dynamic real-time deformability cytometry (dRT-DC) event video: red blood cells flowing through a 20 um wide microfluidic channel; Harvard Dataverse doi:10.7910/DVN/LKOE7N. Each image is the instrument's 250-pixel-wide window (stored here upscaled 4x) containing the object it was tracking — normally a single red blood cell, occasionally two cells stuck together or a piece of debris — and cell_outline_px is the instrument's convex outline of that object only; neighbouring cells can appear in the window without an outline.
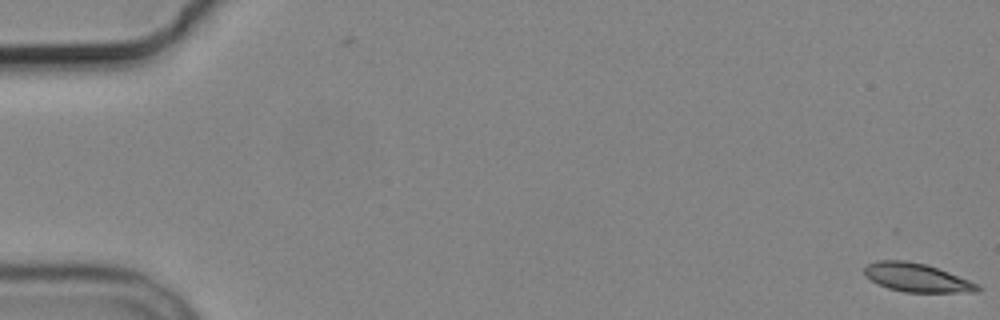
{"species": "common noctule bat (a hibernating species)", "species_latin": "Nyctalus noctula", "temperature_condition": "cold", "stored_images_in_passage": 6, "camera_frame_rate_fps": 3000, "um_per_image_px": 0.085, "animal": {"sex": "male", "body_mass_g": 19.2, "forearm_length_mm": 51.8}, "frame": {"image": 1, "passage_image": 1, "time_ms": 0.0, "image_size_px": [1000, 320], "cell_outline_px": [[984, 288], [976, 292], [904, 292], [888, 288], [864, 276], [864, 268], [868, 264], [876, 260], [904, 260], [924, 264], [948, 272], [980, 284]], "centroid_in_image_um": [77.95, 23.6], "position_along_channel_um": 7.1, "area_um2": 18.79}}
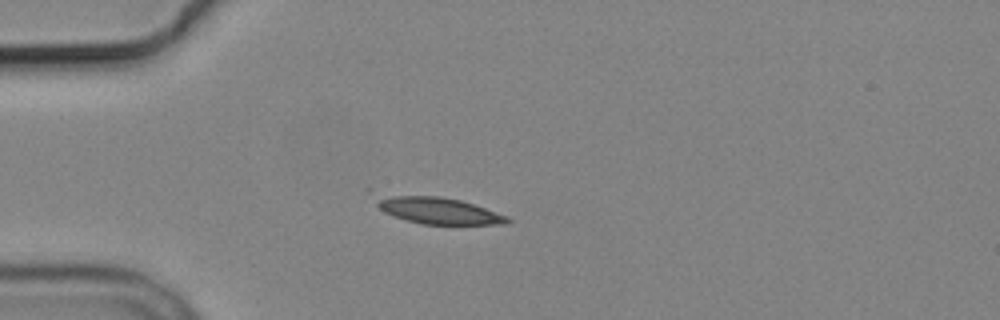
{"frame": {"image": 2, "passage_image": 5, "time_ms": 5.0, "image_size_px": [1000, 320], "cell_outline_px": [[512, 220], [504, 224], [424, 224], [408, 220], [384, 212], [376, 204], [376, 196], [440, 196], [460, 200], [508, 216]], "centroid_in_image_um": [37.29, 17.9], "position_along_channel_um": 47.7, "area_um2": 19.77}}